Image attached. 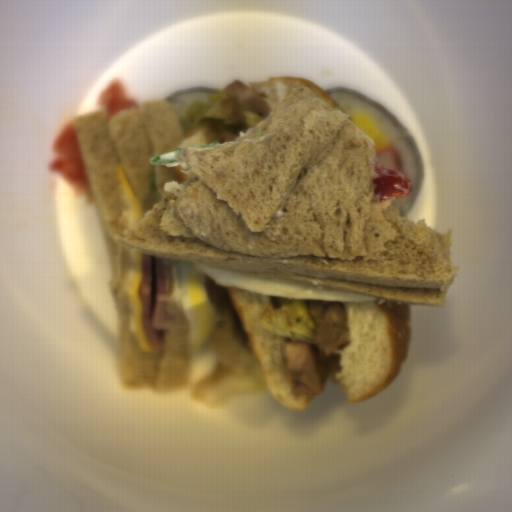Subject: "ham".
I'll list each match as a JSON object with an SVG mask.
<instances>
[{
    "mask_svg": "<svg viewBox=\"0 0 512 512\" xmlns=\"http://www.w3.org/2000/svg\"><path fill=\"white\" fill-rule=\"evenodd\" d=\"M142 270L137 290L142 305V327L147 345L153 353L164 350L157 331L173 327L174 318H167L168 289L164 257L141 252Z\"/></svg>",
    "mask_w": 512,
    "mask_h": 512,
    "instance_id": "37f43c06",
    "label": "ham"
}]
</instances>
